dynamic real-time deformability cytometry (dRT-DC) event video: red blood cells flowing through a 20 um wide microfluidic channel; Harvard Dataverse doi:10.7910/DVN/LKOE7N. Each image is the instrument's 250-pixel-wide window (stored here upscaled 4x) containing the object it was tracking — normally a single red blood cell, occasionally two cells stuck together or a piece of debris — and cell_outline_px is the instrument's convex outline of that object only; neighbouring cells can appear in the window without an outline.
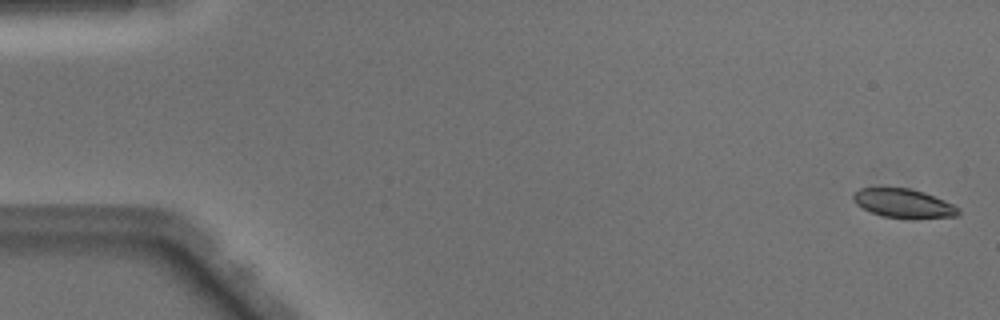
{"species": "Egyptian fruit bat (a non-hibernating species)", "species_latin": "Rousettus aegyptiacus", "temperature_condition": "warm", "stored_images_in_passage": 51, "segment_of_instrument_passage": [1, 2], "camera_frame_rate_fps": 3000, "um_per_image_px": 0.085, "animal": {"sex": "male"}, "frame": {"image": 1, "passage_image": 2, "time_ms": 0.333, "image_size_px": [1000, 320], "cell_outline_px": [[960, 212], [956, 216], [912, 220], [884, 216], [872, 212], [856, 204], [852, 200], [852, 192], [860, 188], [908, 188], [924, 192], [944, 200], [960, 208]], "centroid_in_image_um": [76.81, 17.3], "position_along_channel_um": 8.2, "area_um2": 17.98}}
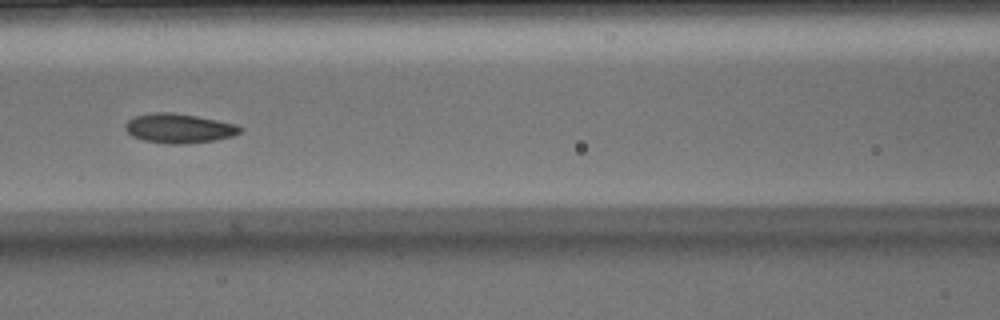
{"frame": {"image": 2, "passage_image": 23, "time_ms": 7.333, "image_size_px": [1000, 320], "cell_outline_px": [[244, 128], [240, 132], [232, 136], [216, 140], [184, 144], [168, 144], [144, 140], [132, 136], [124, 128], [124, 124], [128, 120], [136, 116], [152, 112], [172, 112], [196, 116], [236, 124]], "centroid_in_image_um": [15.2, 10.91], "position_along_channel_um": 151.4, "area_um2": 19.71}}
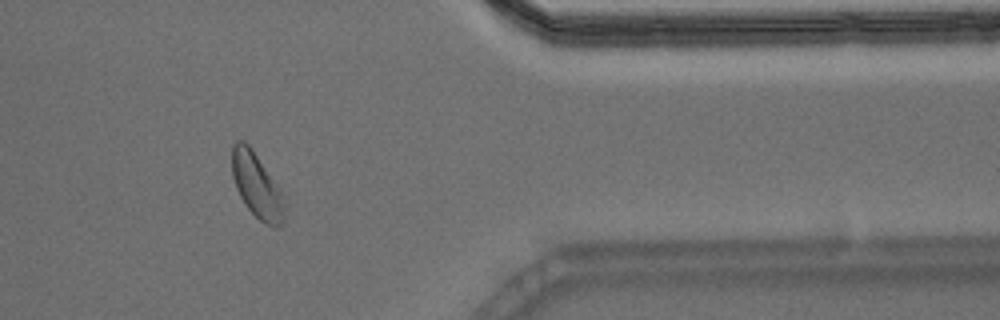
{"frame": {"image": 3, "passage_image": 42, "time_ms": 13.667, "image_size_px": [1000, 320], "cell_outline_px": [[288, 208], [280, 224], [276, 228], [264, 224], [244, 204], [236, 188], [232, 176], [232, 144], [236, 140], [244, 140], [252, 148], [288, 196]], "centroid_in_image_um": [21.91, 15.77], "position_along_channel_um": 389.5, "area_um2": 20.87}}